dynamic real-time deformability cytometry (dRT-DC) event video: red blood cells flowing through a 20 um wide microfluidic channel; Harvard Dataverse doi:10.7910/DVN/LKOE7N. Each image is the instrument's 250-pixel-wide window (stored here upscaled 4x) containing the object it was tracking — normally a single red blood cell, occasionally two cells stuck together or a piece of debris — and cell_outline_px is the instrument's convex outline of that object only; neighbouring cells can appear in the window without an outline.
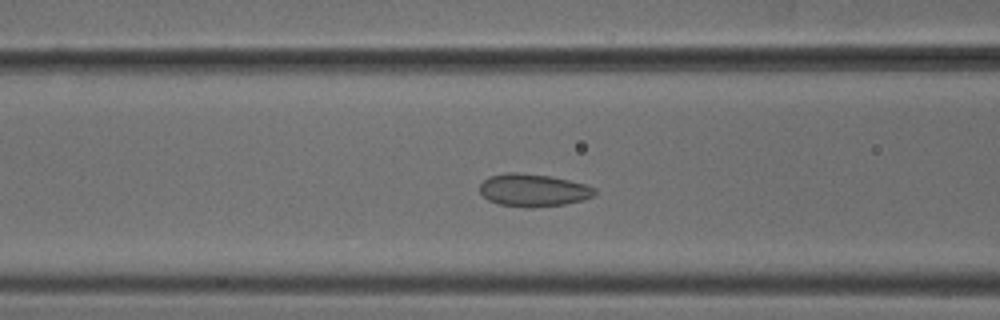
{"species": "common noctule bat (a hibernating species)", "species_latin": "Nyctalus noctula", "temperature_condition": "cold", "stored_images_in_passage": 51, "camera_frame_rate_fps": 3000, "um_per_image_px": 0.085, "animal": {"sex": "male", "body_mass_g": 18.8}, "frame": {"image": 1, "passage_image": 19, "time_ms": 6.0, "image_size_px": [1000, 320], "cell_outline_px": [[596, 192], [592, 196], [584, 200], [564, 204], [532, 208], [524, 208], [500, 204], [488, 200], [480, 192], [480, 184], [488, 176], [508, 172], [516, 172], [552, 176], [584, 184], [596, 188]], "centroid_in_image_um": [45.32, 16.17], "position_along_channel_um": 121.3, "area_um2": 21.96}}
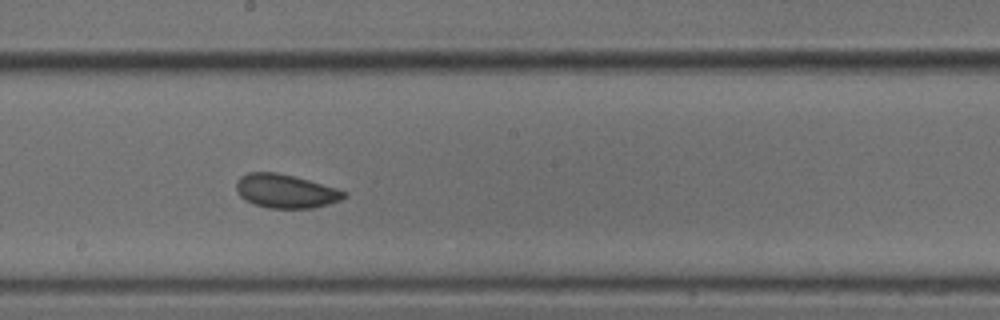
{"frame": {"image": 2, "passage_image": 27, "time_ms": 8.667, "image_size_px": [1000, 320], "cell_outline_px": [[348, 196], [340, 200], [328, 204], [312, 208], [268, 208], [252, 204], [244, 200], [240, 196], [236, 188], [236, 180], [240, 176], [248, 172], [276, 172], [308, 180], [336, 188], [348, 192]], "centroid_in_image_um": [24.26, 16.25], "position_along_channel_um": 223.9, "area_um2": 21.27}}
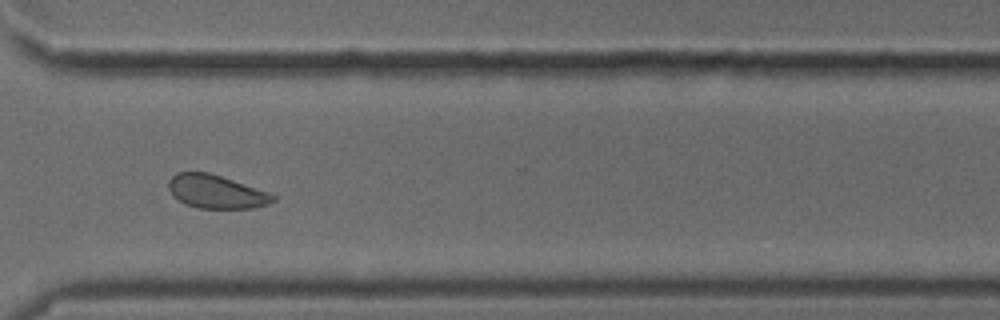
{"frame": {"image": 3, "passage_image": 37, "time_ms": 12.0, "image_size_px": [1000, 320], "cell_outline_px": [[276, 200], [268, 204], [252, 208], [196, 208], [184, 204], [172, 196], [168, 188], [168, 180], [176, 172], [208, 172], [272, 192], [276, 196]], "centroid_in_image_um": [18.38, 16.29], "position_along_channel_um": 352.2, "area_um2": 20.69}}